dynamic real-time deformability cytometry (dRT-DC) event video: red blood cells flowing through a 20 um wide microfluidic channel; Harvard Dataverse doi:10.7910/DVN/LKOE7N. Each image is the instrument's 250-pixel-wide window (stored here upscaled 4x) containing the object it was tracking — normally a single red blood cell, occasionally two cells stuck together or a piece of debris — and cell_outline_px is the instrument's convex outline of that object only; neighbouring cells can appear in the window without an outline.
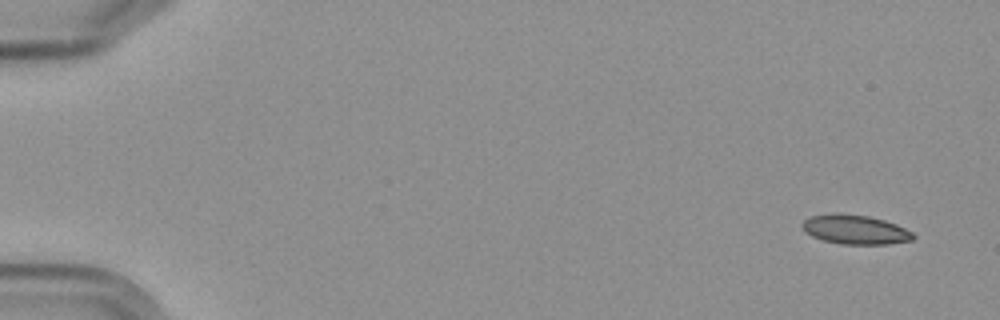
{"species": "Egyptian fruit bat (a non-hibernating species)", "species_latin": "Rousettus aegyptiacus", "temperature_condition": "cold", "stored_images_in_passage": 5, "camera_frame_rate_fps": 3000, "um_per_image_px": 0.085, "frame": {"image": 1, "passage_image": 1, "time_ms": 0.0, "image_size_px": [1000, 320], "cell_outline_px": [[916, 236], [912, 240], [888, 244], [840, 244], [824, 240], [812, 236], [804, 232], [800, 224], [808, 216], [828, 212], [840, 212], [868, 216], [884, 220], [896, 224], [912, 232]], "centroid_in_image_um": [72.63, 19.49], "position_along_channel_um": 12.4, "area_um2": 19.31}}
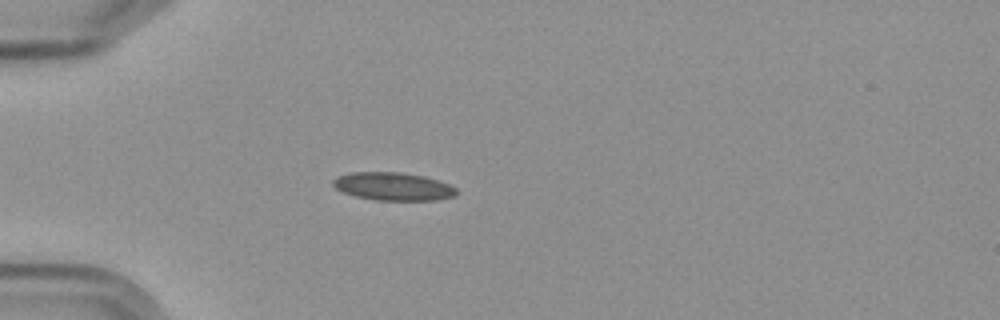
{"frame": {"image": 2, "passage_image": 5, "time_ms": 4.667, "image_size_px": [1000, 320], "cell_outline_px": [[456, 196], [436, 200], [376, 200], [356, 196], [340, 192], [332, 184], [332, 180], [336, 176], [352, 172], [400, 172], [420, 176], [436, 180], [448, 184], [456, 188]], "centroid_in_image_um": [33.36, 15.85], "position_along_channel_um": 51.6, "area_um2": 20.06}}